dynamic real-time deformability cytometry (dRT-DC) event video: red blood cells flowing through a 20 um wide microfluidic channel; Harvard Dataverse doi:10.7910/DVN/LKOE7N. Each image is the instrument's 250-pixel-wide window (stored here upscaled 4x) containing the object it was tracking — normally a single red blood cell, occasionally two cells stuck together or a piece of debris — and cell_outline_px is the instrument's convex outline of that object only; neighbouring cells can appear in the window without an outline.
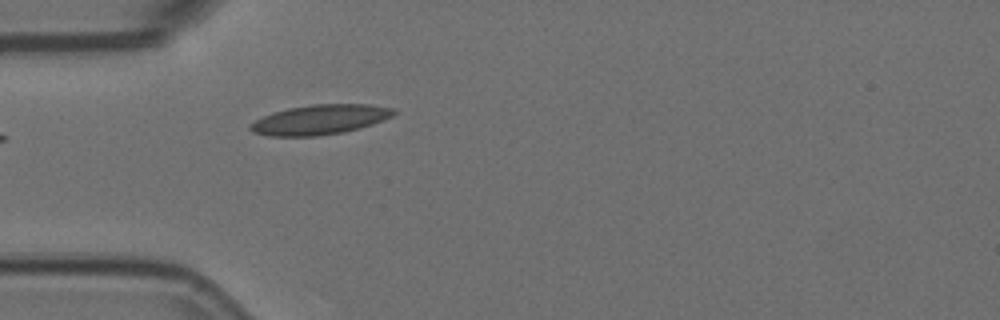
{"species": "Egyptian fruit bat (a non-hibernating species)", "species_latin": "Rousettus aegyptiacus", "temperature_condition": "room temperature", "stored_images_in_passage": 2, "camera_frame_rate_fps": 3000, "um_per_image_px": 0.085, "animal": {"sex": "female"}, "frame": {"image": 1, "passage_image": 2, "time_ms": 0.333, "image_size_px": [1000, 320], "cell_outline_px": [[396, 112], [392, 116], [372, 124], [360, 128], [344, 132], [316, 136], [268, 136], [252, 132], [248, 128], [248, 124], [264, 116], [288, 108], [308, 104], [368, 104], [396, 108]], "centroid_in_image_um": [27.19, 10.16], "position_along_channel_um": 57.8, "area_um2": 24.97}}